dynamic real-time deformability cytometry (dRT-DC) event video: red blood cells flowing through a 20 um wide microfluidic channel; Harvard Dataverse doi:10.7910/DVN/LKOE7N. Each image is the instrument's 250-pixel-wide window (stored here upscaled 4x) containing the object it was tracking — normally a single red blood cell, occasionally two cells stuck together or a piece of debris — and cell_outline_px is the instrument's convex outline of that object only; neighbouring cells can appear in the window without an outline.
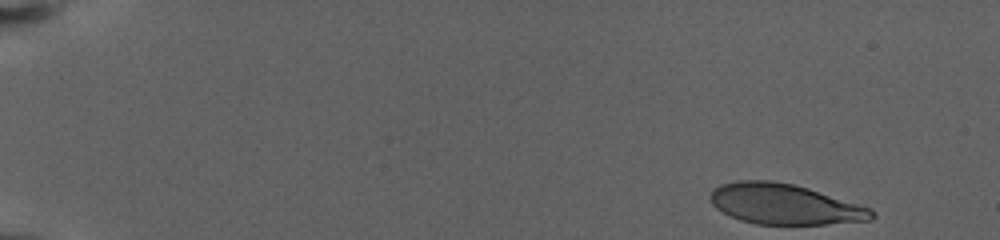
{"species": "human", "species_latin": "Homo sapiens", "temperature_condition": "warm", "stored_images_in_passage": 64, "camera_frame_rate_fps": 3000, "um_per_image_px": 0.085, "donor": {"sex": "female"}, "frame": {"image": 1, "passage_image": 1, "time_ms": 0.0, "image_size_px": [1000, 240], "cell_outline_px": [[876, 216], [872, 220], [824, 224], [756, 224], [740, 220], [716, 208], [712, 204], [712, 192], [720, 184], [740, 180], [768, 180], [792, 184], [808, 188], [872, 208]], "centroid_in_image_um": [66.73, 17.36], "position_along_channel_um": 18.3, "area_um2": 37.74}}
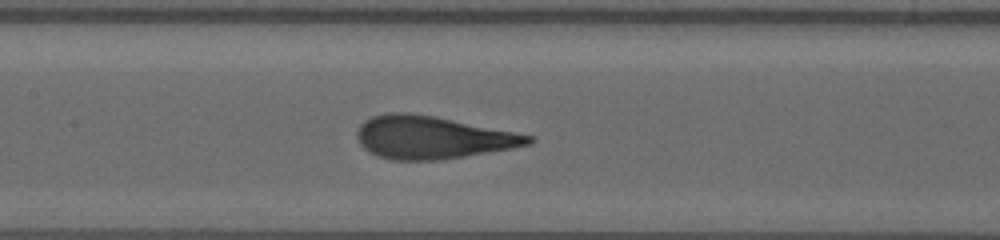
{"frame": {"image": 2, "passage_image": 29, "time_ms": 10.667, "image_size_px": [1000, 240], "cell_outline_px": [[536, 140], [532, 144], [512, 148], [440, 160], [388, 160], [376, 156], [364, 148], [360, 144], [356, 136], [356, 132], [360, 124], [364, 120], [372, 116], [388, 112], [408, 112], [432, 116], [536, 136]], "centroid_in_image_um": [36.72, 11.68], "position_along_channel_um": 170.7, "area_um2": 42.71}}
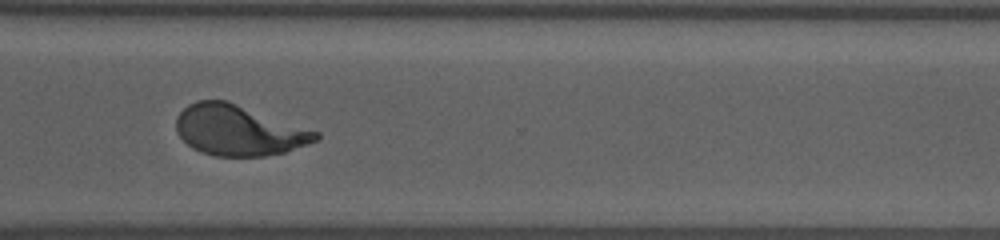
{"frame": {"image": 3, "passage_image": 63, "time_ms": 17.0, "image_size_px": [1000, 240], "cell_outline_px": [[320, 136], [316, 140], [308, 144], [284, 152], [264, 156], [216, 156], [200, 152], [192, 148], [176, 132], [176, 116], [188, 104], [196, 100], [228, 100], [320, 132]], "centroid_in_image_um": [20.27, 11.06], "position_along_channel_um": 350.3, "area_um2": 41.21}}